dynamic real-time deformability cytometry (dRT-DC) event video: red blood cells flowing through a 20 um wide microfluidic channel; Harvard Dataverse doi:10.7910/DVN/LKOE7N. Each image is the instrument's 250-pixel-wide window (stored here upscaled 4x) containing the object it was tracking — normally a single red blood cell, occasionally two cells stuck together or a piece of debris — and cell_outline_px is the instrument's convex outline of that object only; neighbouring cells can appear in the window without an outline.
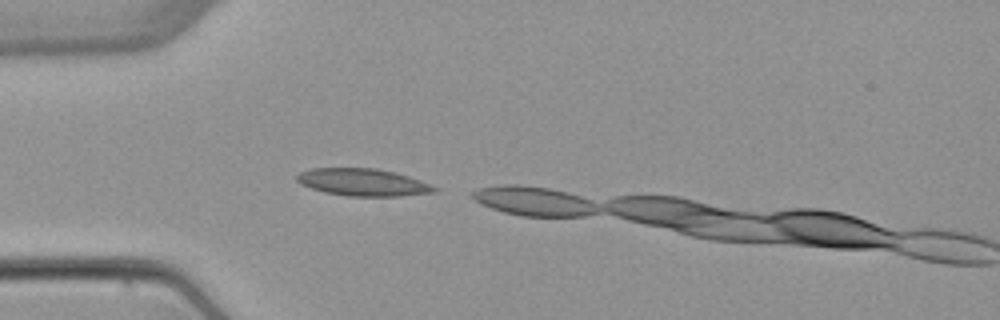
{"species": "common noctule bat (a hibernating species)", "species_latin": "Nyctalus noctula", "temperature_condition": "warm", "stored_images_in_passage": 2, "camera_frame_rate_fps": 3000, "um_per_image_px": 0.085, "animal": {"sex": "female", "body_mass_g": 22.7, "forearm_length_mm": 54.2}, "frame": {"image": 1, "passage_image": 1, "time_ms": 0.0, "image_size_px": [1000, 320], "cell_outline_px": [[440, 192], [400, 196], [348, 196], [324, 192], [300, 184], [296, 180], [296, 176], [300, 172], [312, 168], [376, 168], [408, 176], [420, 180], [440, 188]], "centroid_in_image_um": [30.89, 15.5], "position_along_channel_um": 54.1, "area_um2": 21.96}}